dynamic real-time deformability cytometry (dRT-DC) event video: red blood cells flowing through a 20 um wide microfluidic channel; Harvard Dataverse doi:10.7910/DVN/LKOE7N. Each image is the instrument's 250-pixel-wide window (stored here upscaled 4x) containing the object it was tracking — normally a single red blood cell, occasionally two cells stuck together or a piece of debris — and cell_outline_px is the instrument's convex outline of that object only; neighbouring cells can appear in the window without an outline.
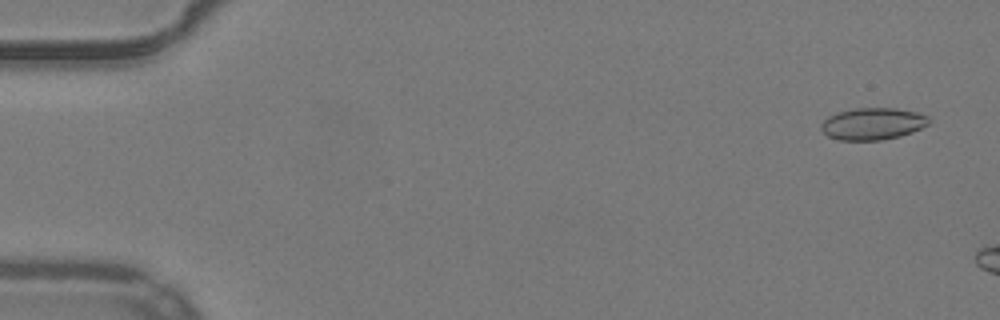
{"species": "common noctule bat (a hibernating species)", "species_latin": "Nyctalus noctula", "temperature_condition": "warm", "stored_images_in_passage": 8, "camera_frame_rate_fps": 3000, "um_per_image_px": 0.085, "animal": {"sex": "male", "body_mass_g": 19.2, "forearm_length_mm": 51.8}, "frame": {"image": 1, "passage_image": 3, "time_ms": 0.667, "image_size_px": [1000, 320], "cell_outline_px": [[932, 120], [928, 124], [912, 132], [900, 136], [880, 140], [840, 140], [828, 136], [820, 128], [820, 124], [828, 116], [836, 112], [852, 108], [896, 108], [916, 112], [928, 116]], "centroid_in_image_um": [74.17, 10.51], "position_along_channel_um": 10.8, "area_um2": 20.17}}